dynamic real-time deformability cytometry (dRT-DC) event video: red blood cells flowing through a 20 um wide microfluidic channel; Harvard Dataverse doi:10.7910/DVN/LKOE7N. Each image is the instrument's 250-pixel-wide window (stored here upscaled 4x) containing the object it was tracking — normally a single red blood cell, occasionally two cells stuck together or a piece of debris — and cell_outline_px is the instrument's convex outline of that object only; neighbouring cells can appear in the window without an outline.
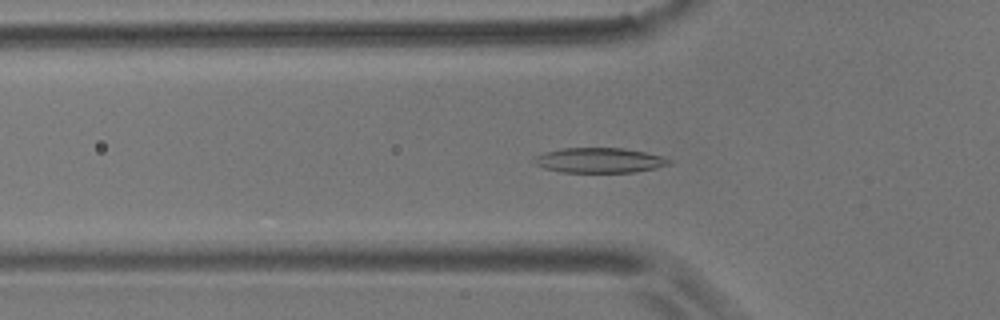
{"species": "common noctule bat (a hibernating species)", "species_latin": "Nyctalus noctula", "temperature_condition": "room temperature", "stored_images_in_passage": 47, "camera_frame_rate_fps": 3000, "um_per_image_px": 0.085, "animal": {"sex": "male", "body_mass_g": 17.9}, "frame": {"image": 1, "passage_image": 17, "time_ms": 5.333, "image_size_px": [1000, 320], "cell_outline_px": [[672, 164], [656, 168], [632, 172], [560, 172], [544, 168], [536, 164], [532, 160], [536, 156], [544, 152], [564, 148], [624, 148], [664, 156], [672, 160]], "centroid_in_image_um": [50.98, 13.62], "position_along_channel_um": 74.8, "area_um2": 19.71}}
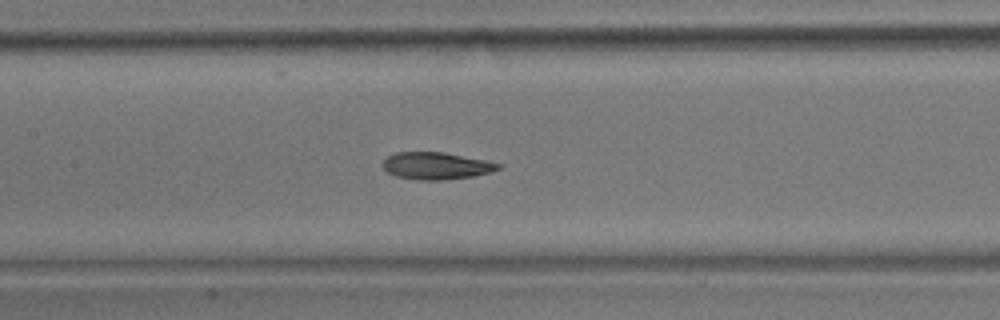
{"frame": {"image": 2, "passage_image": 25, "time_ms": 8.0, "image_size_px": [1000, 320], "cell_outline_px": [[500, 168], [492, 172], [472, 176], [444, 180], [416, 180], [396, 176], [388, 172], [380, 164], [388, 156], [396, 152], [444, 152], [484, 160], [500, 164]], "centroid_in_image_um": [37.04, 14.1], "position_along_channel_um": 170.4, "area_um2": 18.21}}
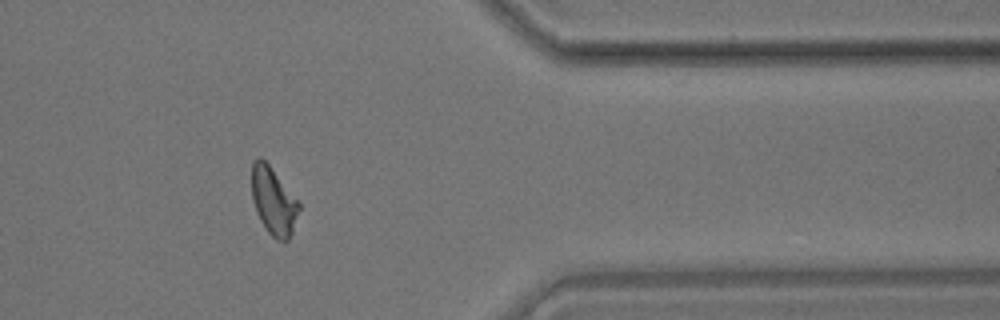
{"frame": {"image": 3, "passage_image": 45, "time_ms": 14.667, "image_size_px": [1000, 320], "cell_outline_px": [[300, 208], [292, 232], [288, 240], [284, 244], [276, 240], [268, 232], [260, 220], [256, 212], [252, 200], [252, 160], [256, 156], [260, 156], [268, 164], [300, 200]], "centroid_in_image_um": [23.26, 17.09], "position_along_channel_um": 388.1, "area_um2": 19.02}, "authors_computed_cell_mechanics": {"area_um2": 19.2474, "velocity_mm_per_s": 3.5465, "shape_relaxation_time_tau1_ms": 4.5365, "shape_relaxation_time_tau2_ms": 2.8083, "deformation_change_tau1": 0.15, "deformation_change_tau2": 0.0895}}